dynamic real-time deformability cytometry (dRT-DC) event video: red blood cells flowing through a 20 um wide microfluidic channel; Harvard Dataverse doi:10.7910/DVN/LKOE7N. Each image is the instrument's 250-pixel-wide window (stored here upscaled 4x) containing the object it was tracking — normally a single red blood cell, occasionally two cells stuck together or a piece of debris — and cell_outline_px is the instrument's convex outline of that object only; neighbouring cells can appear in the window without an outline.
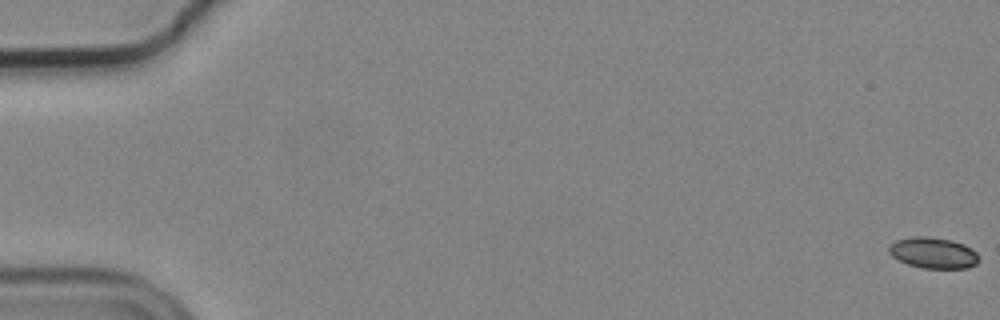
{"species": "common noctule bat (a hibernating species)", "species_latin": "Nyctalus noctula", "temperature_condition": "cold", "stored_images_in_passage": 58, "camera_frame_rate_fps": 3000, "um_per_image_px": 0.085, "animal": {"sex": "male", "body_mass_g": 19.2, "forearm_length_mm": 51.8}, "frame": {"image": 1, "passage_image": 1, "time_ms": 0.0, "image_size_px": [1000, 320], "cell_outline_px": [[980, 260], [976, 264], [968, 268], [924, 268], [908, 264], [892, 256], [888, 252], [888, 248], [896, 240], [916, 236], [928, 236], [952, 240], [964, 244], [972, 248], [980, 256]], "centroid_in_image_um": [79.37, 21.49], "position_along_channel_um": 5.6, "area_um2": 16.3}}
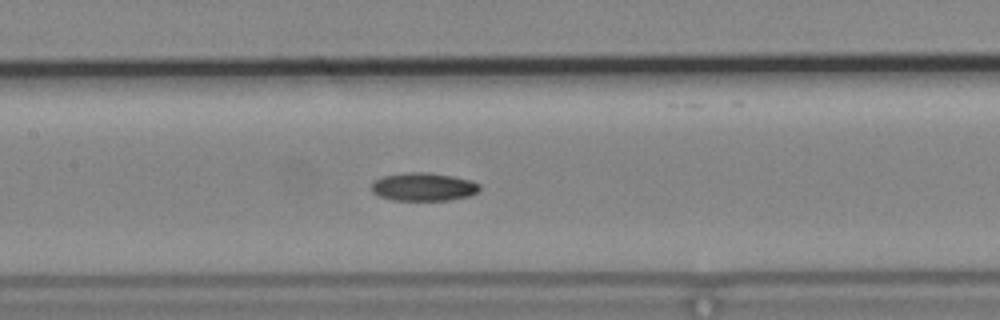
{"frame": {"image": 2, "passage_image": 28, "time_ms": 9.0, "image_size_px": [1000, 320], "cell_outline_px": [[480, 188], [476, 192], [468, 196], [448, 200], [392, 200], [380, 196], [372, 192], [372, 184], [376, 180], [384, 176], [408, 172], [428, 172], [452, 176], [472, 180], [480, 184]], "centroid_in_image_um": [36.01, 15.88], "position_along_channel_um": 171.4, "area_um2": 17.63}}
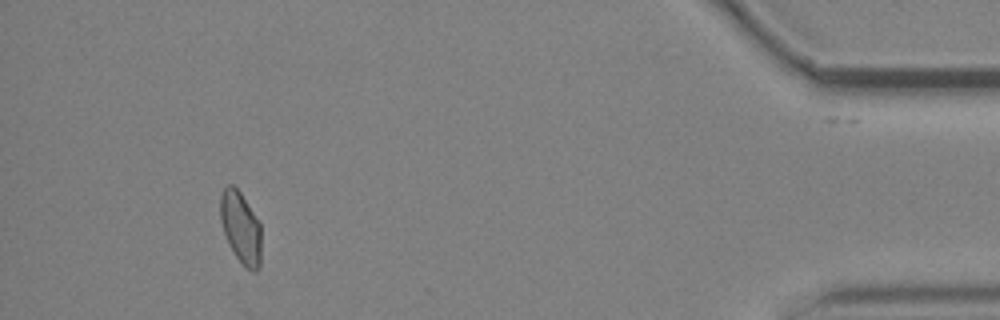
{"frame": {"image": 3, "passage_image": 53, "time_ms": 17.333, "image_size_px": [1000, 320], "cell_outline_px": [[260, 268], [256, 272], [252, 272], [244, 268], [236, 256], [224, 232], [220, 220], [220, 196], [224, 188], [228, 184], [232, 184], [240, 192], [260, 220]], "centroid_in_image_um": [20.48, 19.35], "position_along_channel_um": 414.7, "area_um2": 17.22}, "authors_computed_cell_mechanics": {"area_um2": 17.051, "velocity_mm_per_s": 3.7007, "shape_relaxation_time_tau1_ms": 11.1597, "shape_relaxation_time_tau2_ms": 9.9257, "deformation_change_tau1": 0.1709, "deformation_change_tau2": 0.1309}}